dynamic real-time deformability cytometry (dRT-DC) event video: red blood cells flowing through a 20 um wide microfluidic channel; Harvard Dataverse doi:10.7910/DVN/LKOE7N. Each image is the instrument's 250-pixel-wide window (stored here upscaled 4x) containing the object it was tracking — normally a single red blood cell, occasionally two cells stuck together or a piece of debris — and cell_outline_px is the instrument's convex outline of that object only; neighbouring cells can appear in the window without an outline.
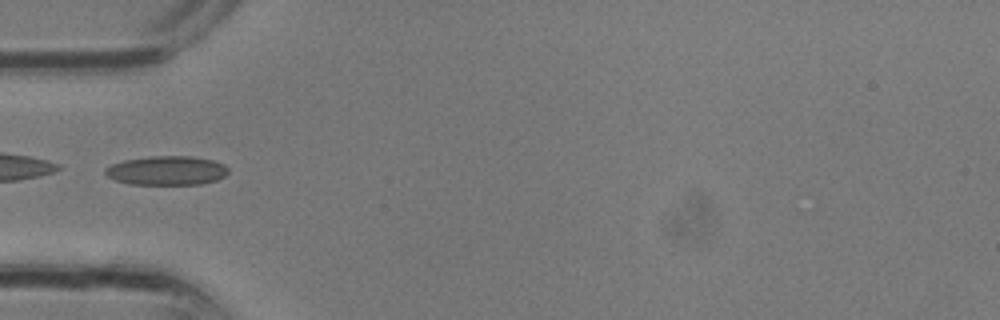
{"species": "common noctule bat (a hibernating species)", "species_latin": "Nyctalus noctula", "temperature_condition": "room temperature", "stored_images_in_passage": 4, "camera_frame_rate_fps": 3000, "um_per_image_px": 0.085, "animal": {"sex": "male", "body_mass_g": 13.3}, "frame": {"image": 1, "passage_image": 2, "time_ms": 0.333, "image_size_px": [1000, 320], "cell_outline_px": [[228, 172], [224, 176], [216, 180], [200, 184], [132, 184], [116, 180], [108, 176], [104, 172], [104, 168], [112, 164], [124, 160], [148, 156], [192, 156], [212, 160], [224, 164], [228, 168]], "centroid_in_image_um": [14.17, 14.48], "position_along_channel_um": 70.8, "area_um2": 20.81}}